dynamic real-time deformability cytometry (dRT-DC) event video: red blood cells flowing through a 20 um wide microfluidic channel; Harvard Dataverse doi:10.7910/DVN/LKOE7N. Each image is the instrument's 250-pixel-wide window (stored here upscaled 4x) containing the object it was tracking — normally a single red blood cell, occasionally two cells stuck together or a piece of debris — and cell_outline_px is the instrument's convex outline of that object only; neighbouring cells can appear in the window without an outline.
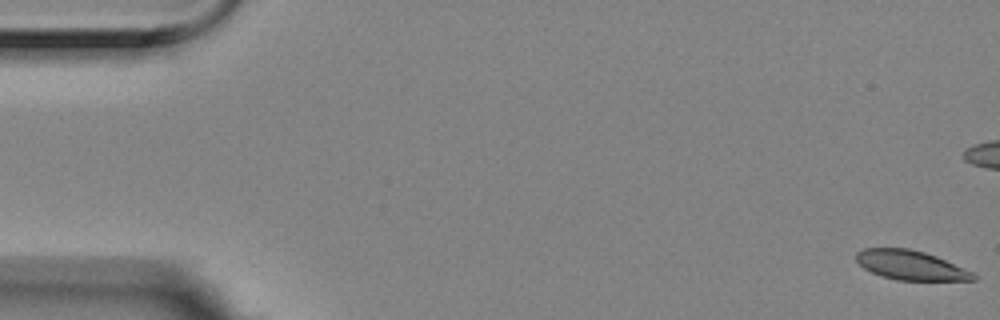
{"species": "Egyptian fruit bat (a non-hibernating species)", "species_latin": "Rousettus aegyptiacus", "temperature_condition": "room temperature", "stored_images_in_passage": 8, "segment_of_instrument_passage": [1, 2], "camera_frame_rate_fps": 3000, "um_per_image_px": 0.085, "animal": {"sex": "female"}, "frame": {"image": 1, "passage_image": 1, "time_ms": 0.0, "image_size_px": [1000, 320], "cell_outline_px": [[976, 280], [896, 280], [872, 272], [864, 268], [856, 260], [856, 252], [864, 248], [908, 248], [924, 252], [936, 256], [972, 272], [976, 276]], "centroid_in_image_um": [77.38, 22.53], "position_along_channel_um": 7.6, "area_um2": 19.77}}
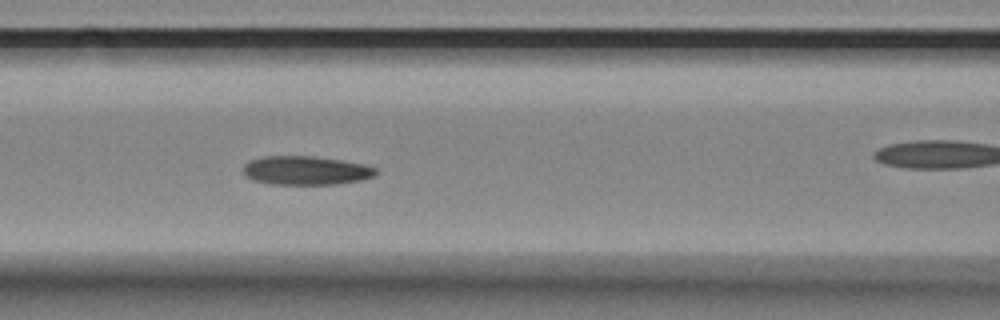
{"frame": {"image": 2, "passage_image": 7, "time_ms": 2.0, "image_size_px": [1000, 320], "cell_outline_px": [[380, 172], [376, 176], [360, 180], [336, 184], [268, 184], [256, 180], [248, 176], [244, 172], [244, 164], [252, 160], [264, 156], [312, 156], [340, 160], [364, 164], [376, 168]], "centroid_in_image_um": [26.06, 14.49], "position_along_channel_um": 140.5, "area_um2": 22.14}}